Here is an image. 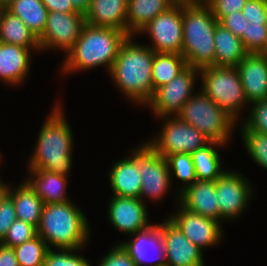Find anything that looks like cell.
Returning <instances> with one entry per match:
<instances>
[{
  "label": "cell",
  "mask_w": 267,
  "mask_h": 266,
  "mask_svg": "<svg viewBox=\"0 0 267 266\" xmlns=\"http://www.w3.org/2000/svg\"><path fill=\"white\" fill-rule=\"evenodd\" d=\"M43 266H91L89 261L77 254V249H49Z\"/></svg>",
  "instance_id": "cell-35"
},
{
  "label": "cell",
  "mask_w": 267,
  "mask_h": 266,
  "mask_svg": "<svg viewBox=\"0 0 267 266\" xmlns=\"http://www.w3.org/2000/svg\"><path fill=\"white\" fill-rule=\"evenodd\" d=\"M31 48L0 43V80L11 86L25 81L31 68Z\"/></svg>",
  "instance_id": "cell-20"
},
{
  "label": "cell",
  "mask_w": 267,
  "mask_h": 266,
  "mask_svg": "<svg viewBox=\"0 0 267 266\" xmlns=\"http://www.w3.org/2000/svg\"><path fill=\"white\" fill-rule=\"evenodd\" d=\"M248 106L267 99V60L262 53H247L236 66Z\"/></svg>",
  "instance_id": "cell-18"
},
{
  "label": "cell",
  "mask_w": 267,
  "mask_h": 266,
  "mask_svg": "<svg viewBox=\"0 0 267 266\" xmlns=\"http://www.w3.org/2000/svg\"><path fill=\"white\" fill-rule=\"evenodd\" d=\"M262 54L265 56V58L267 60V50H265Z\"/></svg>",
  "instance_id": "cell-49"
},
{
  "label": "cell",
  "mask_w": 267,
  "mask_h": 266,
  "mask_svg": "<svg viewBox=\"0 0 267 266\" xmlns=\"http://www.w3.org/2000/svg\"><path fill=\"white\" fill-rule=\"evenodd\" d=\"M219 23L239 38L244 35L249 24L241 11L225 16Z\"/></svg>",
  "instance_id": "cell-42"
},
{
  "label": "cell",
  "mask_w": 267,
  "mask_h": 266,
  "mask_svg": "<svg viewBox=\"0 0 267 266\" xmlns=\"http://www.w3.org/2000/svg\"><path fill=\"white\" fill-rule=\"evenodd\" d=\"M77 11L85 13L89 7L90 0H70Z\"/></svg>",
  "instance_id": "cell-45"
},
{
  "label": "cell",
  "mask_w": 267,
  "mask_h": 266,
  "mask_svg": "<svg viewBox=\"0 0 267 266\" xmlns=\"http://www.w3.org/2000/svg\"><path fill=\"white\" fill-rule=\"evenodd\" d=\"M128 0H90L84 13L91 26L119 29L127 34Z\"/></svg>",
  "instance_id": "cell-21"
},
{
  "label": "cell",
  "mask_w": 267,
  "mask_h": 266,
  "mask_svg": "<svg viewBox=\"0 0 267 266\" xmlns=\"http://www.w3.org/2000/svg\"><path fill=\"white\" fill-rule=\"evenodd\" d=\"M201 90L236 122L248 102L236 67L207 66L199 69ZM246 104V105H245Z\"/></svg>",
  "instance_id": "cell-7"
},
{
  "label": "cell",
  "mask_w": 267,
  "mask_h": 266,
  "mask_svg": "<svg viewBox=\"0 0 267 266\" xmlns=\"http://www.w3.org/2000/svg\"><path fill=\"white\" fill-rule=\"evenodd\" d=\"M48 12L59 13H74L77 10L74 8L70 0H42Z\"/></svg>",
  "instance_id": "cell-43"
},
{
  "label": "cell",
  "mask_w": 267,
  "mask_h": 266,
  "mask_svg": "<svg viewBox=\"0 0 267 266\" xmlns=\"http://www.w3.org/2000/svg\"><path fill=\"white\" fill-rule=\"evenodd\" d=\"M109 170L108 176L112 195L140 198L141 175L135 160L130 155L116 161Z\"/></svg>",
  "instance_id": "cell-23"
},
{
  "label": "cell",
  "mask_w": 267,
  "mask_h": 266,
  "mask_svg": "<svg viewBox=\"0 0 267 266\" xmlns=\"http://www.w3.org/2000/svg\"><path fill=\"white\" fill-rule=\"evenodd\" d=\"M177 199L188 211L220 222L215 181L197 180L178 193Z\"/></svg>",
  "instance_id": "cell-19"
},
{
  "label": "cell",
  "mask_w": 267,
  "mask_h": 266,
  "mask_svg": "<svg viewBox=\"0 0 267 266\" xmlns=\"http://www.w3.org/2000/svg\"><path fill=\"white\" fill-rule=\"evenodd\" d=\"M219 21L205 4H182V56L198 69L214 66V33Z\"/></svg>",
  "instance_id": "cell-5"
},
{
  "label": "cell",
  "mask_w": 267,
  "mask_h": 266,
  "mask_svg": "<svg viewBox=\"0 0 267 266\" xmlns=\"http://www.w3.org/2000/svg\"><path fill=\"white\" fill-rule=\"evenodd\" d=\"M98 266H137L121 244L115 245Z\"/></svg>",
  "instance_id": "cell-40"
},
{
  "label": "cell",
  "mask_w": 267,
  "mask_h": 266,
  "mask_svg": "<svg viewBox=\"0 0 267 266\" xmlns=\"http://www.w3.org/2000/svg\"><path fill=\"white\" fill-rule=\"evenodd\" d=\"M0 266H19L12 247L0 243Z\"/></svg>",
  "instance_id": "cell-44"
},
{
  "label": "cell",
  "mask_w": 267,
  "mask_h": 266,
  "mask_svg": "<svg viewBox=\"0 0 267 266\" xmlns=\"http://www.w3.org/2000/svg\"><path fill=\"white\" fill-rule=\"evenodd\" d=\"M7 10L18 16L37 38L43 33L48 10L42 0H12Z\"/></svg>",
  "instance_id": "cell-29"
},
{
  "label": "cell",
  "mask_w": 267,
  "mask_h": 266,
  "mask_svg": "<svg viewBox=\"0 0 267 266\" xmlns=\"http://www.w3.org/2000/svg\"><path fill=\"white\" fill-rule=\"evenodd\" d=\"M165 118V119H163ZM160 134L147 143L161 156L167 158L176 153H192L211 141L195 127L182 122L177 116H164Z\"/></svg>",
  "instance_id": "cell-9"
},
{
  "label": "cell",
  "mask_w": 267,
  "mask_h": 266,
  "mask_svg": "<svg viewBox=\"0 0 267 266\" xmlns=\"http://www.w3.org/2000/svg\"><path fill=\"white\" fill-rule=\"evenodd\" d=\"M241 40L248 53H263L267 50V23H249Z\"/></svg>",
  "instance_id": "cell-34"
},
{
  "label": "cell",
  "mask_w": 267,
  "mask_h": 266,
  "mask_svg": "<svg viewBox=\"0 0 267 266\" xmlns=\"http://www.w3.org/2000/svg\"><path fill=\"white\" fill-rule=\"evenodd\" d=\"M241 130L247 153L258 166L267 170V135L251 131L243 124Z\"/></svg>",
  "instance_id": "cell-33"
},
{
  "label": "cell",
  "mask_w": 267,
  "mask_h": 266,
  "mask_svg": "<svg viewBox=\"0 0 267 266\" xmlns=\"http://www.w3.org/2000/svg\"><path fill=\"white\" fill-rule=\"evenodd\" d=\"M164 245L166 265L205 266L202 250L193 244L169 219L158 224Z\"/></svg>",
  "instance_id": "cell-14"
},
{
  "label": "cell",
  "mask_w": 267,
  "mask_h": 266,
  "mask_svg": "<svg viewBox=\"0 0 267 266\" xmlns=\"http://www.w3.org/2000/svg\"><path fill=\"white\" fill-rule=\"evenodd\" d=\"M187 67V61L181 54L155 52L152 65L153 94Z\"/></svg>",
  "instance_id": "cell-30"
},
{
  "label": "cell",
  "mask_w": 267,
  "mask_h": 266,
  "mask_svg": "<svg viewBox=\"0 0 267 266\" xmlns=\"http://www.w3.org/2000/svg\"><path fill=\"white\" fill-rule=\"evenodd\" d=\"M179 210L167 216L181 232L201 250L212 247L221 241L223 229L221 223L202 215L193 213L183 208L180 204Z\"/></svg>",
  "instance_id": "cell-15"
},
{
  "label": "cell",
  "mask_w": 267,
  "mask_h": 266,
  "mask_svg": "<svg viewBox=\"0 0 267 266\" xmlns=\"http://www.w3.org/2000/svg\"><path fill=\"white\" fill-rule=\"evenodd\" d=\"M28 170H30V177H27L25 181L42 199L44 204L71 201L66 195L68 176L46 170Z\"/></svg>",
  "instance_id": "cell-22"
},
{
  "label": "cell",
  "mask_w": 267,
  "mask_h": 266,
  "mask_svg": "<svg viewBox=\"0 0 267 266\" xmlns=\"http://www.w3.org/2000/svg\"><path fill=\"white\" fill-rule=\"evenodd\" d=\"M216 147H223V144L210 142L191 153L197 180L215 181L225 172L226 169H222L221 157Z\"/></svg>",
  "instance_id": "cell-28"
},
{
  "label": "cell",
  "mask_w": 267,
  "mask_h": 266,
  "mask_svg": "<svg viewBox=\"0 0 267 266\" xmlns=\"http://www.w3.org/2000/svg\"><path fill=\"white\" fill-rule=\"evenodd\" d=\"M17 219L12 199L6 195L0 202V241L7 234L9 227Z\"/></svg>",
  "instance_id": "cell-41"
},
{
  "label": "cell",
  "mask_w": 267,
  "mask_h": 266,
  "mask_svg": "<svg viewBox=\"0 0 267 266\" xmlns=\"http://www.w3.org/2000/svg\"><path fill=\"white\" fill-rule=\"evenodd\" d=\"M250 106L249 116L241 124L251 131L267 135V99L251 103Z\"/></svg>",
  "instance_id": "cell-37"
},
{
  "label": "cell",
  "mask_w": 267,
  "mask_h": 266,
  "mask_svg": "<svg viewBox=\"0 0 267 266\" xmlns=\"http://www.w3.org/2000/svg\"><path fill=\"white\" fill-rule=\"evenodd\" d=\"M127 37L128 35L119 29L91 26L86 23L80 37L65 53L66 58L61 71L64 74H72L74 71L104 66L109 73L119 48Z\"/></svg>",
  "instance_id": "cell-3"
},
{
  "label": "cell",
  "mask_w": 267,
  "mask_h": 266,
  "mask_svg": "<svg viewBox=\"0 0 267 266\" xmlns=\"http://www.w3.org/2000/svg\"><path fill=\"white\" fill-rule=\"evenodd\" d=\"M37 236V228L25 221L16 219L9 227L5 237L0 241L1 244L8 247H16Z\"/></svg>",
  "instance_id": "cell-36"
},
{
  "label": "cell",
  "mask_w": 267,
  "mask_h": 266,
  "mask_svg": "<svg viewBox=\"0 0 267 266\" xmlns=\"http://www.w3.org/2000/svg\"><path fill=\"white\" fill-rule=\"evenodd\" d=\"M10 186L7 195L14 203L17 219L38 228L44 202L25 180L15 189Z\"/></svg>",
  "instance_id": "cell-25"
},
{
  "label": "cell",
  "mask_w": 267,
  "mask_h": 266,
  "mask_svg": "<svg viewBox=\"0 0 267 266\" xmlns=\"http://www.w3.org/2000/svg\"><path fill=\"white\" fill-rule=\"evenodd\" d=\"M146 32L152 41V44L147 46L154 52L182 54V4H174L167 11L157 15L139 34Z\"/></svg>",
  "instance_id": "cell-11"
},
{
  "label": "cell",
  "mask_w": 267,
  "mask_h": 266,
  "mask_svg": "<svg viewBox=\"0 0 267 266\" xmlns=\"http://www.w3.org/2000/svg\"><path fill=\"white\" fill-rule=\"evenodd\" d=\"M175 4H202L205 0H172Z\"/></svg>",
  "instance_id": "cell-47"
},
{
  "label": "cell",
  "mask_w": 267,
  "mask_h": 266,
  "mask_svg": "<svg viewBox=\"0 0 267 266\" xmlns=\"http://www.w3.org/2000/svg\"><path fill=\"white\" fill-rule=\"evenodd\" d=\"M56 104L42 125L29 160V169L46 170L69 176L72 167L73 133L64 111Z\"/></svg>",
  "instance_id": "cell-2"
},
{
  "label": "cell",
  "mask_w": 267,
  "mask_h": 266,
  "mask_svg": "<svg viewBox=\"0 0 267 266\" xmlns=\"http://www.w3.org/2000/svg\"><path fill=\"white\" fill-rule=\"evenodd\" d=\"M214 66L236 67L248 53L241 38L219 22L214 33Z\"/></svg>",
  "instance_id": "cell-24"
},
{
  "label": "cell",
  "mask_w": 267,
  "mask_h": 266,
  "mask_svg": "<svg viewBox=\"0 0 267 266\" xmlns=\"http://www.w3.org/2000/svg\"><path fill=\"white\" fill-rule=\"evenodd\" d=\"M128 36L121 44L117 58L109 71L112 82L126 98L147 105L153 96L152 65L155 52Z\"/></svg>",
  "instance_id": "cell-1"
},
{
  "label": "cell",
  "mask_w": 267,
  "mask_h": 266,
  "mask_svg": "<svg viewBox=\"0 0 267 266\" xmlns=\"http://www.w3.org/2000/svg\"><path fill=\"white\" fill-rule=\"evenodd\" d=\"M174 4L172 0H128L127 35L139 34L152 19Z\"/></svg>",
  "instance_id": "cell-26"
},
{
  "label": "cell",
  "mask_w": 267,
  "mask_h": 266,
  "mask_svg": "<svg viewBox=\"0 0 267 266\" xmlns=\"http://www.w3.org/2000/svg\"><path fill=\"white\" fill-rule=\"evenodd\" d=\"M0 43L14 44L40 51L36 35L18 16L7 9L0 10Z\"/></svg>",
  "instance_id": "cell-27"
},
{
  "label": "cell",
  "mask_w": 267,
  "mask_h": 266,
  "mask_svg": "<svg viewBox=\"0 0 267 266\" xmlns=\"http://www.w3.org/2000/svg\"><path fill=\"white\" fill-rule=\"evenodd\" d=\"M108 205V220L118 231L134 235L150 225L148 209L140 198L112 195Z\"/></svg>",
  "instance_id": "cell-16"
},
{
  "label": "cell",
  "mask_w": 267,
  "mask_h": 266,
  "mask_svg": "<svg viewBox=\"0 0 267 266\" xmlns=\"http://www.w3.org/2000/svg\"><path fill=\"white\" fill-rule=\"evenodd\" d=\"M13 249L19 266H43L49 250L47 243L39 235Z\"/></svg>",
  "instance_id": "cell-31"
},
{
  "label": "cell",
  "mask_w": 267,
  "mask_h": 266,
  "mask_svg": "<svg viewBox=\"0 0 267 266\" xmlns=\"http://www.w3.org/2000/svg\"><path fill=\"white\" fill-rule=\"evenodd\" d=\"M11 2L12 0H0V10L7 9Z\"/></svg>",
  "instance_id": "cell-48"
},
{
  "label": "cell",
  "mask_w": 267,
  "mask_h": 266,
  "mask_svg": "<svg viewBox=\"0 0 267 266\" xmlns=\"http://www.w3.org/2000/svg\"><path fill=\"white\" fill-rule=\"evenodd\" d=\"M133 237L134 239L119 243L137 266H143L149 262H153L150 266L166 265L164 245L158 224H152L147 229L138 231Z\"/></svg>",
  "instance_id": "cell-17"
},
{
  "label": "cell",
  "mask_w": 267,
  "mask_h": 266,
  "mask_svg": "<svg viewBox=\"0 0 267 266\" xmlns=\"http://www.w3.org/2000/svg\"><path fill=\"white\" fill-rule=\"evenodd\" d=\"M85 214L74 202L44 204L37 235L49 249H82L90 236Z\"/></svg>",
  "instance_id": "cell-4"
},
{
  "label": "cell",
  "mask_w": 267,
  "mask_h": 266,
  "mask_svg": "<svg viewBox=\"0 0 267 266\" xmlns=\"http://www.w3.org/2000/svg\"><path fill=\"white\" fill-rule=\"evenodd\" d=\"M216 193L222 221H233L244 212L252 197V186L236 171L226 170L215 180ZM249 201V202H248Z\"/></svg>",
  "instance_id": "cell-13"
},
{
  "label": "cell",
  "mask_w": 267,
  "mask_h": 266,
  "mask_svg": "<svg viewBox=\"0 0 267 266\" xmlns=\"http://www.w3.org/2000/svg\"><path fill=\"white\" fill-rule=\"evenodd\" d=\"M86 24L84 13L48 12L46 26L38 37L41 51L61 49L68 52L80 37Z\"/></svg>",
  "instance_id": "cell-12"
},
{
  "label": "cell",
  "mask_w": 267,
  "mask_h": 266,
  "mask_svg": "<svg viewBox=\"0 0 267 266\" xmlns=\"http://www.w3.org/2000/svg\"><path fill=\"white\" fill-rule=\"evenodd\" d=\"M141 175L140 199L148 197L154 202L162 200L172 188V177L167 159L158 154L147 142L131 150Z\"/></svg>",
  "instance_id": "cell-8"
},
{
  "label": "cell",
  "mask_w": 267,
  "mask_h": 266,
  "mask_svg": "<svg viewBox=\"0 0 267 266\" xmlns=\"http://www.w3.org/2000/svg\"><path fill=\"white\" fill-rule=\"evenodd\" d=\"M241 12L249 23H267V2L264 0H247Z\"/></svg>",
  "instance_id": "cell-39"
},
{
  "label": "cell",
  "mask_w": 267,
  "mask_h": 266,
  "mask_svg": "<svg viewBox=\"0 0 267 266\" xmlns=\"http://www.w3.org/2000/svg\"><path fill=\"white\" fill-rule=\"evenodd\" d=\"M199 91L189 98L176 116L182 122L195 127L211 142L225 146L237 122L201 89Z\"/></svg>",
  "instance_id": "cell-6"
},
{
  "label": "cell",
  "mask_w": 267,
  "mask_h": 266,
  "mask_svg": "<svg viewBox=\"0 0 267 266\" xmlns=\"http://www.w3.org/2000/svg\"><path fill=\"white\" fill-rule=\"evenodd\" d=\"M166 159L171 177L175 176L177 179H180L183 184L186 183L182 186L181 190L177 192L180 193L184 188L197 181L195 166L190 153H176L169 155Z\"/></svg>",
  "instance_id": "cell-32"
},
{
  "label": "cell",
  "mask_w": 267,
  "mask_h": 266,
  "mask_svg": "<svg viewBox=\"0 0 267 266\" xmlns=\"http://www.w3.org/2000/svg\"><path fill=\"white\" fill-rule=\"evenodd\" d=\"M247 0H205L214 17L220 22L225 16L241 11Z\"/></svg>",
  "instance_id": "cell-38"
},
{
  "label": "cell",
  "mask_w": 267,
  "mask_h": 266,
  "mask_svg": "<svg viewBox=\"0 0 267 266\" xmlns=\"http://www.w3.org/2000/svg\"><path fill=\"white\" fill-rule=\"evenodd\" d=\"M197 75H200L199 69L188 66L169 83L156 89L147 104L152 113L158 119L164 116H176L195 93Z\"/></svg>",
  "instance_id": "cell-10"
},
{
  "label": "cell",
  "mask_w": 267,
  "mask_h": 266,
  "mask_svg": "<svg viewBox=\"0 0 267 266\" xmlns=\"http://www.w3.org/2000/svg\"><path fill=\"white\" fill-rule=\"evenodd\" d=\"M3 183L4 182L0 181V202L7 195L8 189H9V185H7L6 183H4V184Z\"/></svg>",
  "instance_id": "cell-46"
}]
</instances>
